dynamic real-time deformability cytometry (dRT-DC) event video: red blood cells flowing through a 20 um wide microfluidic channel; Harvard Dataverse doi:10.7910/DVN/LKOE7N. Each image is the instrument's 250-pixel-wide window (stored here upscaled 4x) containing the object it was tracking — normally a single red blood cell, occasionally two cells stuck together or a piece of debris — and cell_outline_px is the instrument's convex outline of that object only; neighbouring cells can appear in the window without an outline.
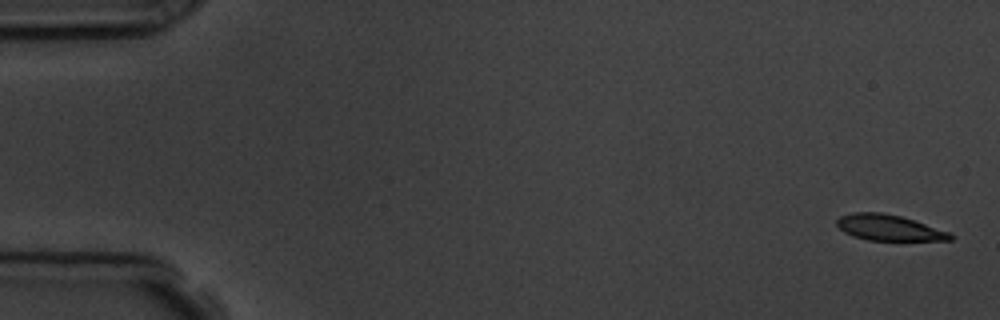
{"species": "common noctule bat (a hibernating species)", "species_latin": "Nyctalus noctula", "temperature_condition": "room temperature", "stored_images_in_passage": 5, "camera_frame_rate_fps": 3000, "um_per_image_px": 0.085, "animal": {"sex": "male", "body_mass_g": 19.5, "forearm_length_mm": 54.6}, "frame": {"image": 1, "passage_image": 1, "time_ms": 0.0, "image_size_px": [1000, 320], "cell_outline_px": [[952, 240], [868, 240], [852, 236], [844, 232], [836, 224], [836, 220], [840, 216], [852, 212], [880, 212], [900, 216], [952, 232]], "centroid_in_image_um": [75.54, 19.35], "position_along_channel_um": 9.5, "area_um2": 17.05}}
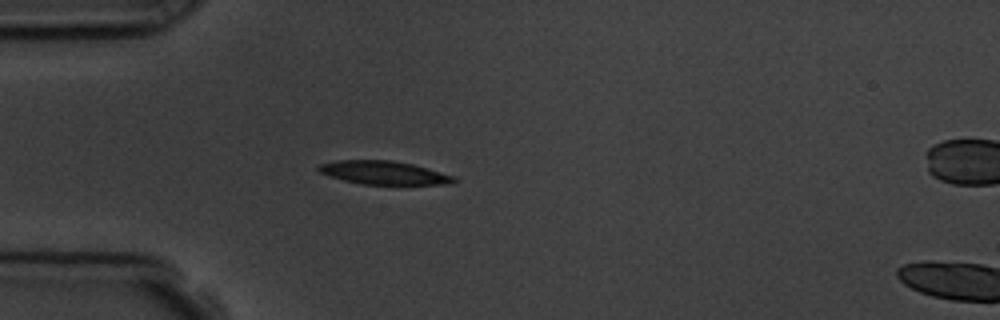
{"frame": {"image": 2, "passage_image": 5, "time_ms": 4.667, "image_size_px": [1000, 320], "cell_outline_px": [[460, 180], [452, 184], [360, 184], [344, 180], [320, 172], [316, 168], [320, 164], [336, 160], [392, 160], [412, 164], [456, 176]], "centroid_in_image_um": [32.68, 14.68], "position_along_channel_um": 52.3, "area_um2": 18.44}}